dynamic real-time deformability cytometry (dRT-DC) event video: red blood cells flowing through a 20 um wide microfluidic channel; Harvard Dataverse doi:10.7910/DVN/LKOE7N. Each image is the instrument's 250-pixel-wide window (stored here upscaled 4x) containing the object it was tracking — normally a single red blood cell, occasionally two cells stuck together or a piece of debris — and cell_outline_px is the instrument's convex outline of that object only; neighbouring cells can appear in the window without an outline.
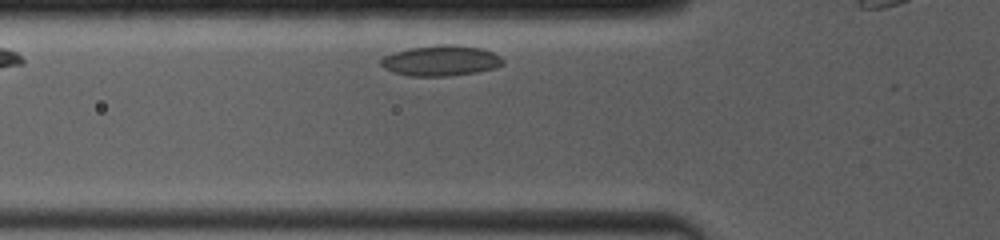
{"species": "common noctule bat (a hibernating species)", "species_latin": "Nyctalus noctula", "temperature_condition": "room temperature", "stored_images_in_passage": 14, "camera_frame_rate_fps": 4000, "um_per_image_px": 0.085, "animal": {"sex": "female", "body_mass_g": 19.0, "forearm_length_mm": 53.3}, "frame": {"image": 1, "passage_image": 3, "time_ms": 0.5, "image_size_px": [1000, 240], "cell_outline_px": [[504, 64], [496, 68], [476, 72], [448, 76], [408, 76], [392, 72], [384, 68], [380, 64], [380, 60], [384, 56], [392, 52], [408, 48], [440, 44], [452, 44], [480, 48], [492, 52], [500, 56], [504, 60]], "centroid_in_image_um": [37.45, 5.15], "position_along_channel_um": 88.3, "area_um2": 21.91}}